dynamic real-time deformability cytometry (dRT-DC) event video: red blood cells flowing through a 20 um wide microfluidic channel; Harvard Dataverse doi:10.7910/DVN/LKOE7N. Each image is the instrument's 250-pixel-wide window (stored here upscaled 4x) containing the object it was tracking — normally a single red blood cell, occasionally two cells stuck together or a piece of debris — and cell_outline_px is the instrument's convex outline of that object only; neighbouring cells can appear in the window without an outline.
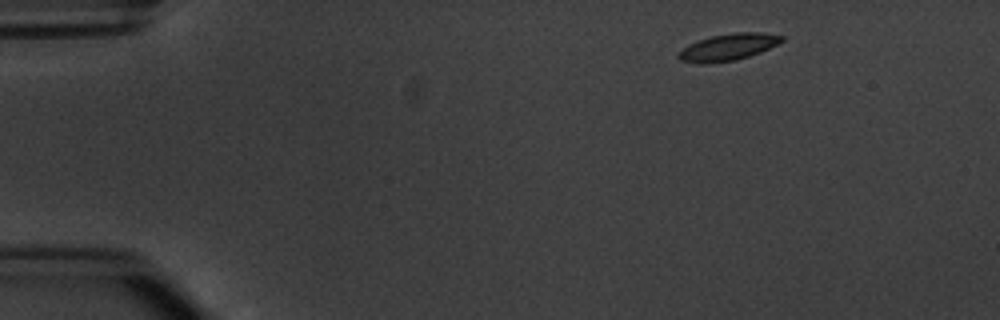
{"species": "common noctule bat (a hibernating species)", "species_latin": "Nyctalus noctula", "temperature_condition": "warm", "stored_images_in_passage": 5, "camera_frame_rate_fps": 3000, "um_per_image_px": 0.085, "animal": {"sex": "male", "body_mass_g": 20.1, "forearm_length_mm": 53.5}, "frame": {"image": 1, "passage_image": 1, "time_ms": 0.0, "image_size_px": [1000, 320], "cell_outline_px": [[784, 40], [760, 52], [736, 60], [704, 64], [700, 64], [680, 60], [676, 56], [676, 52], [688, 44], [712, 36], [736, 32], [764, 32], [784, 36]], "centroid_in_image_um": [61.85, 4.01], "position_along_channel_um": 23.1, "area_um2": 16.13}}
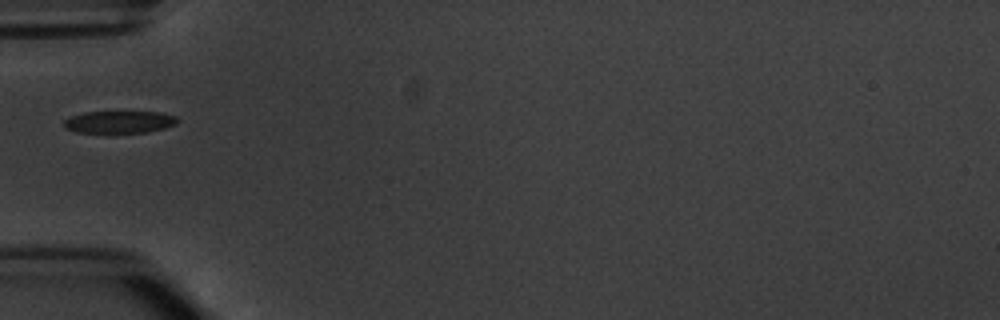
{"frame": {"image": 2, "passage_image": 4, "time_ms": 3.667, "image_size_px": [1000, 320], "cell_outline_px": [[180, 120], [176, 124], [164, 128], [148, 132], [104, 136], [76, 132], [64, 128], [64, 120], [72, 116], [84, 112], [160, 112], [176, 116]], "centroid_in_image_um": [10.11, 10.43], "position_along_channel_um": 74.9, "area_um2": 15.66}}